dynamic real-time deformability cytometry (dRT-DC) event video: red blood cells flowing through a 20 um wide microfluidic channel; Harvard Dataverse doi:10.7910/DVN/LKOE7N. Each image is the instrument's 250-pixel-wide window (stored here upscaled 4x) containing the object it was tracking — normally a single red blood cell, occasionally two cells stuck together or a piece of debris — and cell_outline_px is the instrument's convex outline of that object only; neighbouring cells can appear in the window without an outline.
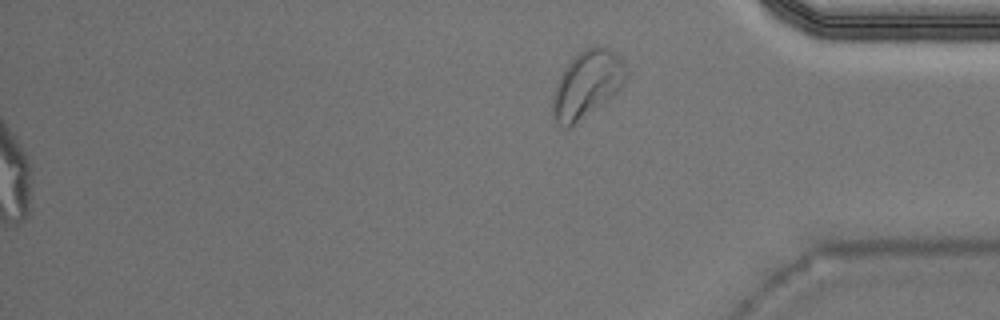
{"species": "Egyptian fruit bat (a non-hibernating species)", "species_latin": "Rousettus aegyptiacus", "temperature_condition": "warm", "stored_images_in_passage": 53, "segment_of_instrument_passage": [2, 2], "camera_frame_rate_fps": 3000, "um_per_image_px": 0.085, "animal": {"sex": "male"}, "frame": {"image": 1, "passage_image": 53, "time_ms": 17.333, "image_size_px": [1000, 320], "cell_outline_px": [[628, 76], [624, 84], [612, 96], [568, 128], [560, 128], [556, 124], [552, 116], [552, 96], [556, 84], [564, 68], [584, 48], [596, 44], [608, 48], [624, 64], [628, 72]], "centroid_in_image_um": [49.87, 7.17], "position_along_channel_um": 385.3, "area_um2": 28.44}}